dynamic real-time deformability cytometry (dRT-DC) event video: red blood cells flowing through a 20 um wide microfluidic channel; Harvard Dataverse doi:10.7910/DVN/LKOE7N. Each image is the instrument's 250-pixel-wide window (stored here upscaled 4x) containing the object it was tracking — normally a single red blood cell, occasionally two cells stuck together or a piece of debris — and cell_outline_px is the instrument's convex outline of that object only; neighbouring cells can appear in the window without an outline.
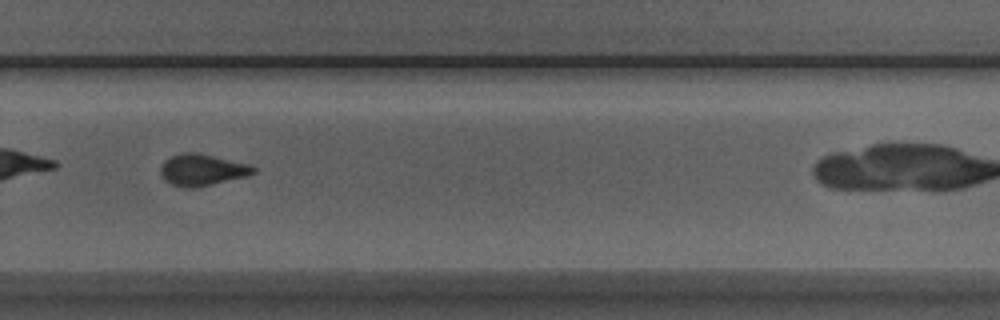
{"species": "Egyptian fruit bat (a non-hibernating species)", "species_latin": "Rousettus aegyptiacus", "temperature_condition": "room temperature", "stored_images_in_passage": 27, "camera_frame_rate_fps": 3000, "um_per_image_px": 0.085, "animal": {"sex": "male"}, "frame": {"image": 1, "passage_image": 20, "time_ms": 6.333, "image_size_px": [1000, 320], "cell_outline_px": [[256, 172], [248, 176], [196, 188], [188, 188], [172, 184], [164, 180], [160, 172], [160, 168], [172, 156], [180, 152], [196, 152], [248, 164], [256, 168]], "centroid_in_image_um": [17.2, 14.45], "position_along_channel_um": 312.6, "area_um2": 16.94}}
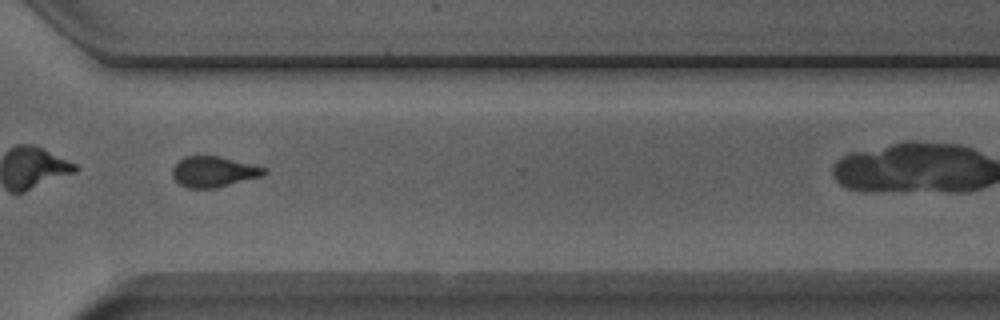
{"frame": {"image": 2, "passage_image": 23, "time_ms": 7.333, "image_size_px": [1000, 320], "cell_outline_px": [[268, 172], [260, 176], [216, 188], [188, 188], [180, 184], [172, 176], [172, 168], [184, 156], [220, 156], [268, 168]], "centroid_in_image_um": [18.16, 14.59], "position_along_channel_um": 352.4, "area_um2": 16.3}}